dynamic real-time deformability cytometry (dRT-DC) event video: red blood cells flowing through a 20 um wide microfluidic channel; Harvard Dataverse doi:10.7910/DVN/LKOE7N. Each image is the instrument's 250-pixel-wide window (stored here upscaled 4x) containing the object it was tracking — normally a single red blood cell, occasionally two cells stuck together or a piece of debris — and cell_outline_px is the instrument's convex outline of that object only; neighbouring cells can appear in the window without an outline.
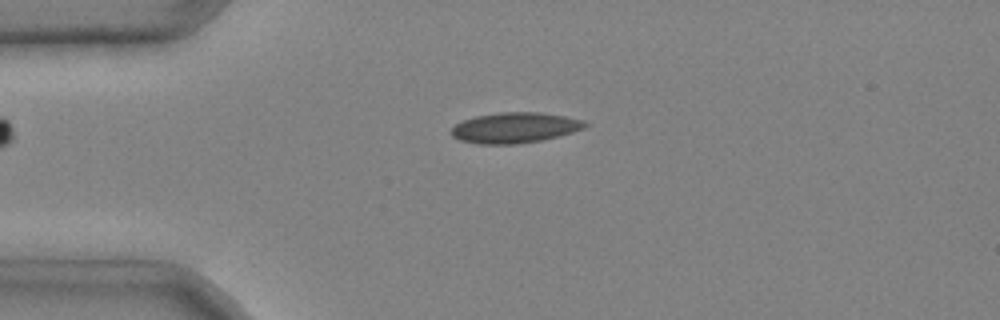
{"species": "common noctule bat (a hibernating species)", "species_latin": "Nyctalus noctula", "temperature_condition": "cold", "stored_images_in_passage": 5, "camera_frame_rate_fps": 3000, "um_per_image_px": 0.085, "animal": {"sex": "male", "body_mass_g": 20.4}, "frame": {"image": 1, "passage_image": 3, "time_ms": 0.667, "image_size_px": [1000, 320], "cell_outline_px": [[588, 124], [584, 128], [560, 136], [540, 140], [516, 144], [476, 144], [460, 140], [452, 136], [452, 128], [456, 124], [464, 120], [476, 116], [500, 112], [540, 112], [564, 116], [584, 120]], "centroid_in_image_um": [43.77, 10.86], "position_along_channel_um": 41.2, "area_um2": 23.7}}